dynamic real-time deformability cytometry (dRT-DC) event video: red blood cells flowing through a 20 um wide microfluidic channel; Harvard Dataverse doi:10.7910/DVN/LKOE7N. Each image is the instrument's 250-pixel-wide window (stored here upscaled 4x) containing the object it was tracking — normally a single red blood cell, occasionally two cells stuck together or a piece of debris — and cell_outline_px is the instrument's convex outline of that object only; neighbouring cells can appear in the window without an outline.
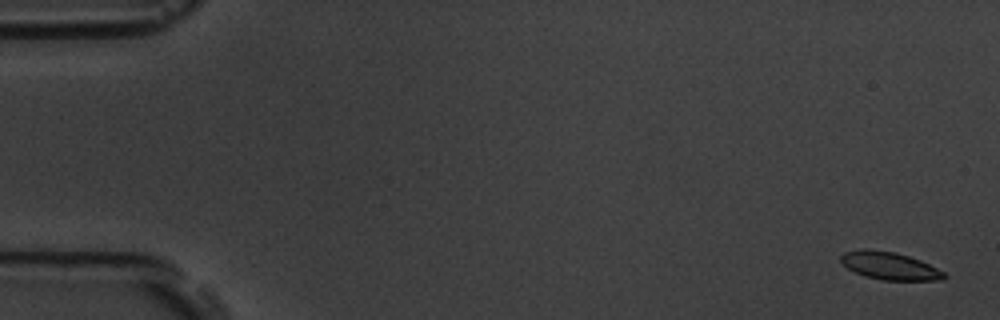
{"species": "common noctule bat (a hibernating species)", "species_latin": "Nyctalus noctula", "temperature_condition": "room temperature", "stored_images_in_passage": 6, "camera_frame_rate_fps": 3000, "um_per_image_px": 0.085, "animal": {"sex": "male", "body_mass_g": 19.5, "forearm_length_mm": 54.6}, "frame": {"image": 1, "passage_image": 1, "time_ms": 0.0, "image_size_px": [1000, 320], "cell_outline_px": [[948, 276], [944, 280], [880, 280], [864, 276], [848, 268], [840, 260], [840, 256], [844, 252], [860, 248], [868, 248], [896, 252], [920, 260], [944, 272]], "centroid_in_image_um": [75.6, 22.58], "position_along_channel_um": 9.4, "area_um2": 16.76}}